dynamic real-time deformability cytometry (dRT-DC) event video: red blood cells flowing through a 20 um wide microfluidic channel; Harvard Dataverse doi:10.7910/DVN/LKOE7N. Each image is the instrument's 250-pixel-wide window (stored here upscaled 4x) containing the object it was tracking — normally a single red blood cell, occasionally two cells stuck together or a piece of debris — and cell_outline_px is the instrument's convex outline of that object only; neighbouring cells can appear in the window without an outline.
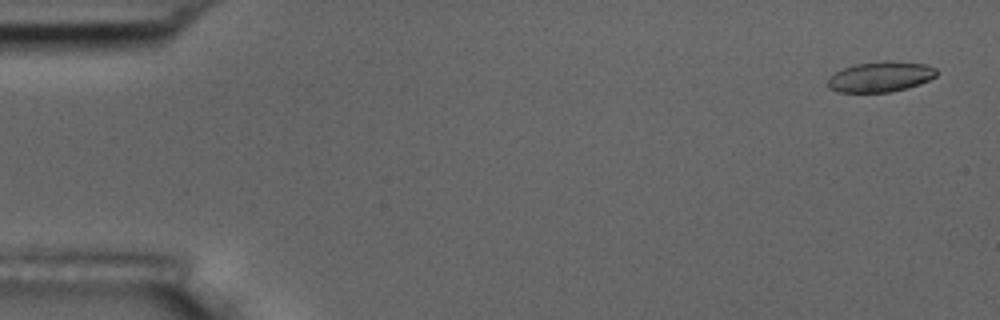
{"species": "common noctule bat (a hibernating species)", "species_latin": "Nyctalus noctula", "temperature_condition": "room temperature", "stored_images_in_passage": 5, "camera_frame_rate_fps": 3000, "um_per_image_px": 0.085, "animal": {"sex": "male", "body_mass_g": 17.5, "forearm_length_mm": 52.3}, "frame": {"image": 1, "passage_image": 1, "time_ms": 0.0, "image_size_px": [1000, 320], "cell_outline_px": [[936, 76], [920, 84], [908, 88], [892, 92], [836, 92], [828, 88], [828, 80], [836, 72], [844, 68], [856, 64], [888, 60], [928, 64], [936, 68]], "centroid_in_image_um": [74.87, 6.52], "position_along_channel_um": 10.1, "area_um2": 19.31}}